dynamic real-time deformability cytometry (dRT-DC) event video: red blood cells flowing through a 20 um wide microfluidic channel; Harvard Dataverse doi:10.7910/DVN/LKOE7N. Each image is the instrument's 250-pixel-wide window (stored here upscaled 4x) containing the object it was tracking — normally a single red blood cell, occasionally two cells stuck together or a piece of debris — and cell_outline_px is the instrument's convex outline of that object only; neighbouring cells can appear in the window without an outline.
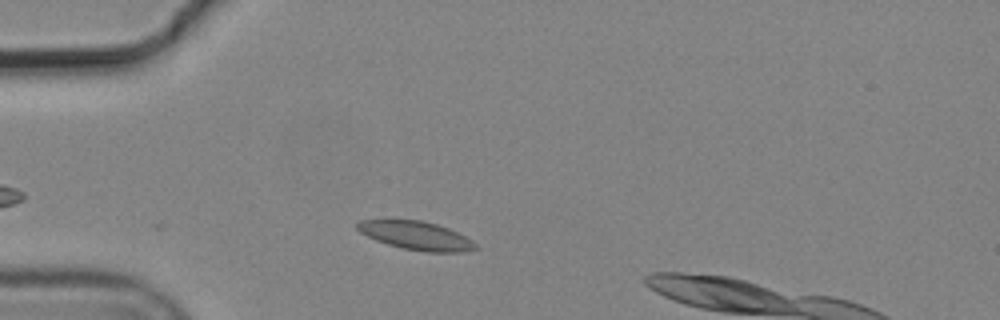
{"species": "common noctule bat (a hibernating species)", "species_latin": "Nyctalus noctula", "temperature_condition": "cold", "stored_images_in_passage": 3, "camera_frame_rate_fps": 3000, "um_per_image_px": 0.085, "animal": {"sex": "male", "body_mass_g": 19.2, "forearm_length_mm": 51.8}, "frame": {"image": 1, "passage_image": 3, "time_ms": 0.667, "image_size_px": [1000, 320], "cell_outline_px": [[480, 248], [464, 252], [424, 252], [404, 248], [388, 244], [376, 240], [360, 232], [356, 228], [356, 224], [360, 220], [420, 220], [436, 224], [448, 228], [472, 240]], "centroid_in_image_um": [35.4, 20.03], "position_along_channel_um": 49.6, "area_um2": 19.48}}